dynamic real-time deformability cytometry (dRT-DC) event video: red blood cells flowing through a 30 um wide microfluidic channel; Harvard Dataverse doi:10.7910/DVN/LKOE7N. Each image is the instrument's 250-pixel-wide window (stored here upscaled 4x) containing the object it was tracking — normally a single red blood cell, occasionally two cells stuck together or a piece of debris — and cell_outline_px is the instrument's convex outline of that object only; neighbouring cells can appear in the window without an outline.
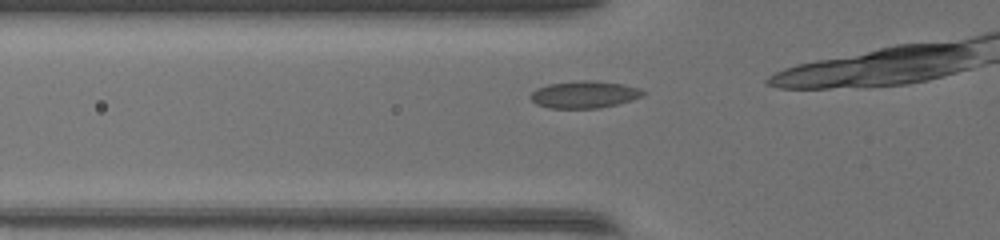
{"species": "common noctule bat (a hibernating species)", "species_latin": "Nyctalus noctula", "temperature_condition": "warm", "stored_images_in_passage": 7, "camera_frame_rate_fps": 3000, "um_per_image_px": 0.085, "animal": {"sex": "female", "body_mass_g": 17.0, "forearm_length_mm": 48.0}, "frame": {"image": 1, "passage_image": 3, "time_ms": 0.667, "image_size_px": [1000, 240], "cell_outline_px": [[648, 92], [640, 96], [616, 104], [600, 108], [548, 108], [536, 104], [528, 96], [536, 88], [548, 84], [580, 80], [592, 80], [624, 84], [640, 88]], "centroid_in_image_um": [49.63, 8.02], "position_along_channel_um": 76.2, "area_um2": 17.8}}
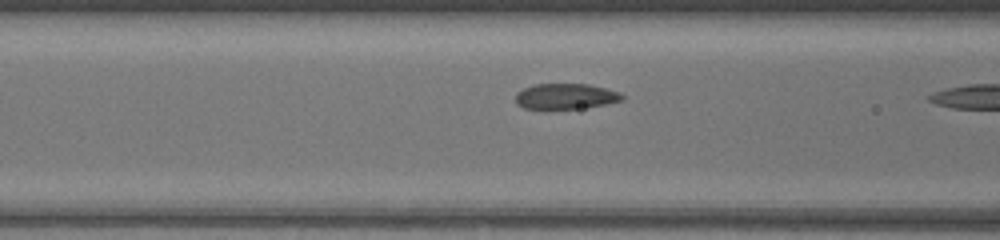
{"frame": {"image": 2, "passage_image": 6, "time_ms": 1.667, "image_size_px": [1000, 240], "cell_outline_px": [[624, 100], [604, 104], [580, 108], [524, 108], [516, 104], [516, 92], [524, 88], [536, 84], [588, 84], [620, 92], [624, 96]], "centroid_in_image_um": [48.08, 8.18], "position_along_channel_um": 118.5, "area_um2": 15.66}}